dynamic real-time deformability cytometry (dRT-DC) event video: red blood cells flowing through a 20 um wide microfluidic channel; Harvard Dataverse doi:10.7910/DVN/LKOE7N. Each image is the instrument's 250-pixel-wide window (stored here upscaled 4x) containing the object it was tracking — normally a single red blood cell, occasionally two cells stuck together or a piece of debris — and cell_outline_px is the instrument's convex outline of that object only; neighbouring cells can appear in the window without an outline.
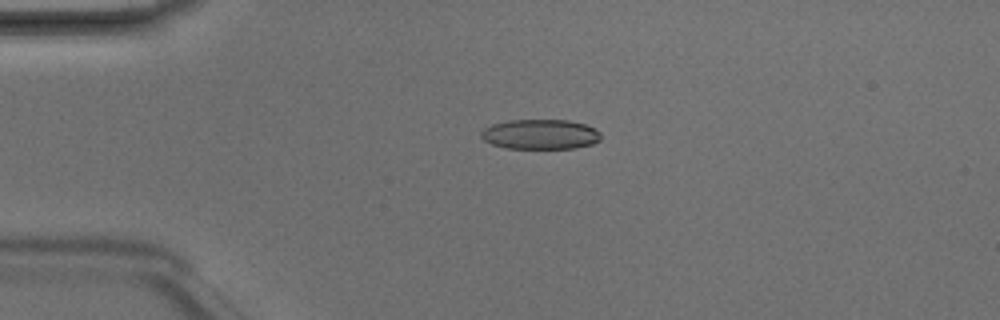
{"species": "Egyptian fruit bat (a non-hibernating species)", "species_latin": "Rousettus aegyptiacus", "temperature_condition": "room temperature", "stored_images_in_passage": 3, "camera_frame_rate_fps": 3000, "um_per_image_px": 0.085, "animal": {"sex": "male"}, "frame": {"image": 1, "passage_image": 3, "time_ms": 0.667, "image_size_px": [1000, 320], "cell_outline_px": [[600, 140], [592, 144], [576, 148], [508, 148], [492, 144], [484, 140], [480, 136], [480, 132], [484, 128], [492, 124], [508, 120], [568, 120], [584, 124], [596, 128], [600, 132]], "centroid_in_image_um": [45.93, 11.41], "position_along_channel_um": 39.1, "area_um2": 20.92}}